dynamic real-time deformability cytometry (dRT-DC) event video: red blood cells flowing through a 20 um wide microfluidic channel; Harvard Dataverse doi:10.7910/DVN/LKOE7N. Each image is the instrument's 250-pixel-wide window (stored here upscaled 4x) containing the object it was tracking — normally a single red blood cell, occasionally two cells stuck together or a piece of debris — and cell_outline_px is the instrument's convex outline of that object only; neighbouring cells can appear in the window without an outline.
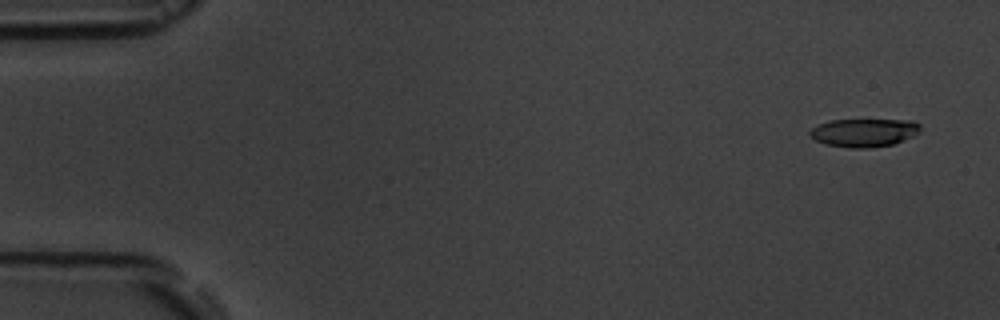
{"species": "common noctule bat (a hibernating species)", "species_latin": "Nyctalus noctula", "temperature_condition": "room temperature", "stored_images_in_passage": 4, "camera_frame_rate_fps": 3000, "um_per_image_px": 0.085, "animal": {"sex": "male", "body_mass_g": 19.5, "forearm_length_mm": 54.6}, "frame": {"image": 1, "passage_image": 1, "time_ms": 0.0, "image_size_px": [1000, 320], "cell_outline_px": [[920, 132], [916, 136], [892, 144], [868, 148], [848, 148], [824, 144], [808, 136], [808, 132], [812, 128], [828, 120], [912, 120], [920, 124]], "centroid_in_image_um": [73.44, 11.28], "position_along_channel_um": 11.6, "area_um2": 18.38}}
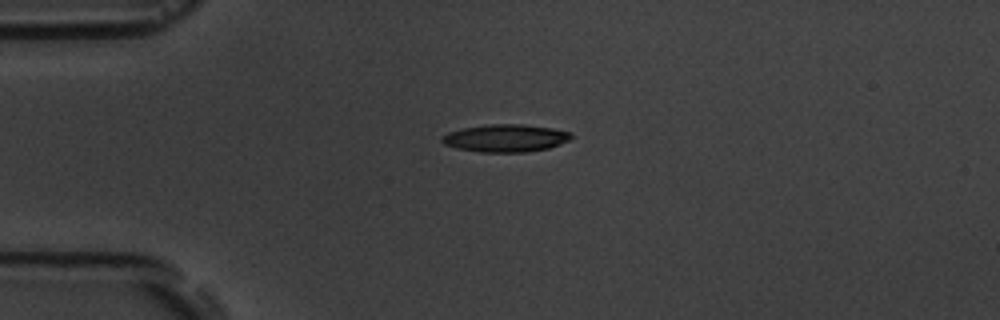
{"frame": {"image": 2, "passage_image": 4, "time_ms": 3.667, "image_size_px": [1000, 320], "cell_outline_px": [[572, 136], [568, 140], [560, 144], [548, 148], [528, 152], [480, 152], [456, 148], [444, 144], [440, 140], [440, 136], [448, 132], [464, 128], [488, 124], [524, 124], [552, 128], [572, 132]], "centroid_in_image_um": [42.95, 11.74], "position_along_channel_um": 42.0, "area_um2": 20.87}}